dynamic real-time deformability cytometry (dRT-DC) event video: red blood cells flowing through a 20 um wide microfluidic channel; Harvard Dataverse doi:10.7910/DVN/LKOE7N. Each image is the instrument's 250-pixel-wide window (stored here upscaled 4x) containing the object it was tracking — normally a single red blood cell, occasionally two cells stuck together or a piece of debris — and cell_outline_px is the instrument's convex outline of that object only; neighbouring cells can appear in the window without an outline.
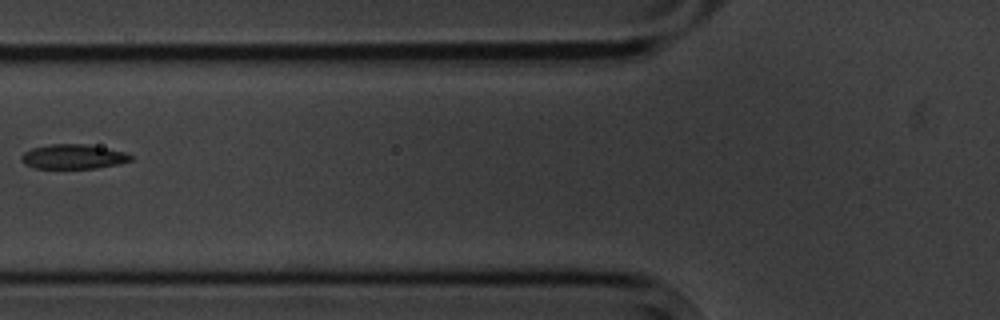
{"species": "common noctule bat (a hibernating species)", "species_latin": "Nyctalus noctula", "temperature_condition": "cold", "stored_images_in_passage": 15, "segment_of_instrument_passage": [2, 2], "camera_frame_rate_fps": 3000, "um_per_image_px": 0.085, "animal": {"sex": "male", "body_mass_g": 20.1, "forearm_length_mm": 53.5}, "frame": {"image": 1, "passage_image": 6, "time_ms": 7.0, "image_size_px": [1000, 320], "cell_outline_px": [[132, 160], [120, 164], [96, 168], [36, 168], [24, 164], [20, 160], [20, 156], [24, 152], [32, 148], [52, 144], [88, 144], [108, 148], [124, 152], [132, 156]], "centroid_in_image_um": [6.22, 13.31], "position_along_channel_um": 119.6, "area_um2": 15.72}}
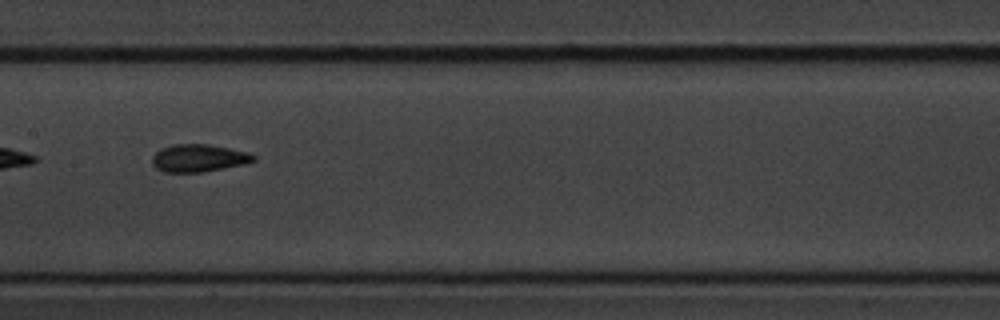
{"frame": {"image": 2, "passage_image": 8, "time_ms": 9.0, "image_size_px": [1000, 320], "cell_outline_px": [[256, 160], [244, 164], [224, 168], [200, 172], [164, 172], [156, 168], [152, 164], [152, 156], [160, 148], [172, 144], [208, 144], [248, 152], [256, 156]], "centroid_in_image_um": [16.86, 13.43], "position_along_channel_um": 190.5, "area_um2": 16.3}}
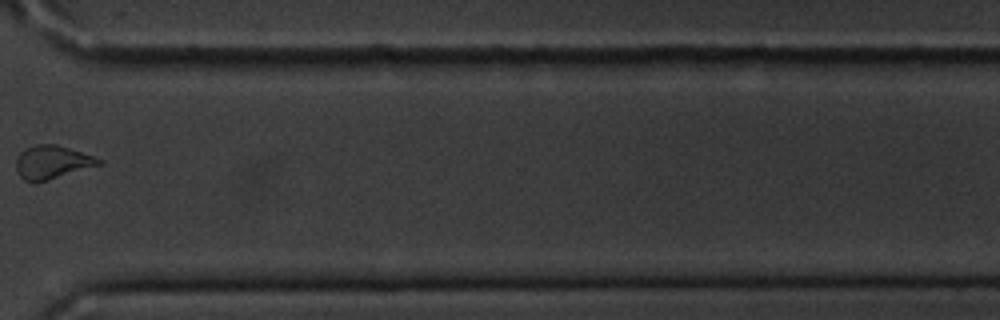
{"frame": {"image": 3, "passage_image": 12, "time_ms": 14.0, "image_size_px": [1000, 320], "cell_outline_px": [[104, 164], [48, 180], [24, 180], [16, 172], [16, 160], [20, 152], [24, 148], [36, 144], [56, 144], [104, 160]], "centroid_in_image_um": [4.44, 13.77], "position_along_channel_um": 366.2, "area_um2": 15.95}}